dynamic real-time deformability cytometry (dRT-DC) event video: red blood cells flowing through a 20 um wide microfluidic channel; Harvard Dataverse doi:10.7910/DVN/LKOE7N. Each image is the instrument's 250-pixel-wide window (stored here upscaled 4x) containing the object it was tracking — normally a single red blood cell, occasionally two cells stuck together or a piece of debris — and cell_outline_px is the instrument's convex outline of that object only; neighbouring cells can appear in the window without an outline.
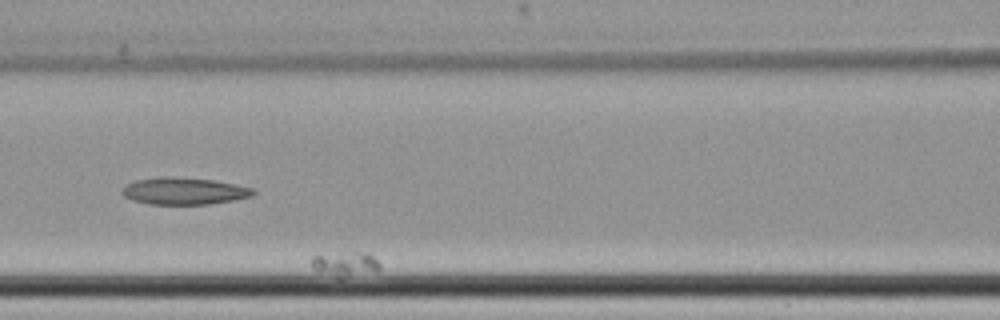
{"species": "common noctule bat (a hibernating species)", "species_latin": "Nyctalus noctula", "temperature_condition": "cold", "stored_images_in_passage": 50, "camera_frame_rate_fps": 3000, "um_per_image_px": 0.085, "animal": {"sex": "female", "body_mass_g": 22.7, "forearm_length_mm": 54.2}, "frame": {"image": 1, "passage_image": 21, "time_ms": 6.667, "image_size_px": [1000, 320], "cell_outline_px": [[380, 268], [376, 272], [340, 280], [316, 272], [312, 268], [312, 256], [352, 252], [368, 252], [380, 264]], "centroid_in_image_um": [29.35, 22.51], "position_along_channel_um": 137.2, "area_um2": 10.35}}
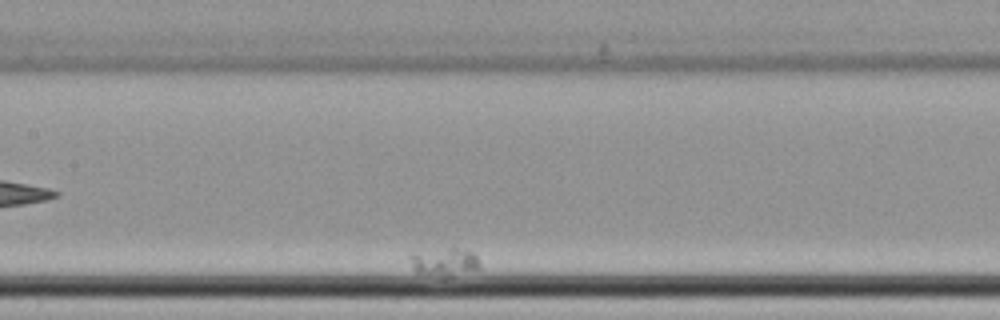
{"frame": {"image": 2, "passage_image": 26, "time_ms": 8.333, "image_size_px": [1000, 320], "cell_outline_px": [[480, 268], [452, 272], [416, 272], [412, 268], [408, 256], [416, 252], [448, 248], [456, 248], [472, 252], [476, 256], [480, 264]], "centroid_in_image_um": [37.72, 22.16], "position_along_channel_um": 169.7, "area_um2": 10.17}}
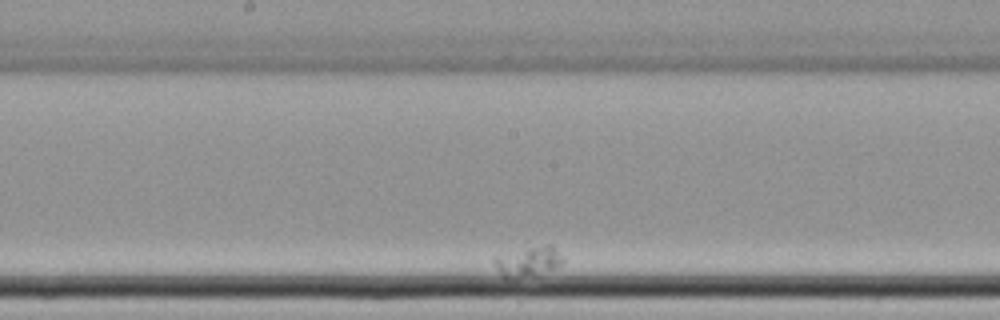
{"frame": {"image": 3, "passage_image": 31, "time_ms": 10.0, "image_size_px": [1000, 320], "cell_outline_px": [[564, 260], [556, 268], [508, 280], [500, 272], [492, 260], [496, 256], [544, 244], [552, 244], [564, 256]], "centroid_in_image_um": [44.94, 22.2], "position_along_channel_um": 203.3, "area_um2": 11.68}}